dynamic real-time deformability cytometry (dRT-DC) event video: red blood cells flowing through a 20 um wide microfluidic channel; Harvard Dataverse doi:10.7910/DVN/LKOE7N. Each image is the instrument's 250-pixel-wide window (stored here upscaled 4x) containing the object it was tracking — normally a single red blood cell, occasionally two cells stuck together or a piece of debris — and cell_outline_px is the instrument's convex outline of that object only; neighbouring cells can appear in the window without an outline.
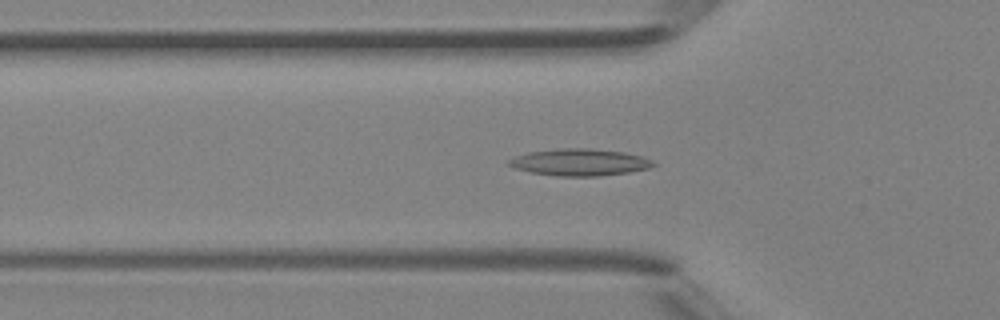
{"species": "Egyptian fruit bat (a non-hibernating species)", "species_latin": "Rousettus aegyptiacus", "temperature_condition": "room temperature", "stored_images_in_passage": 46, "camera_frame_rate_fps": 3000, "um_per_image_px": 0.085, "animal": {"sex": "female"}, "frame": {"image": 1, "passage_image": 15, "time_ms": 4.667, "image_size_px": [1000, 320], "cell_outline_px": [[656, 164], [648, 168], [628, 172], [600, 176], [556, 176], [532, 172], [512, 168], [504, 164], [508, 160], [516, 156], [528, 152], [560, 148], [588, 148], [624, 152], [640, 156], [652, 160]], "centroid_in_image_um": [49.21, 13.79], "position_along_channel_um": 76.6, "area_um2": 22.66}}
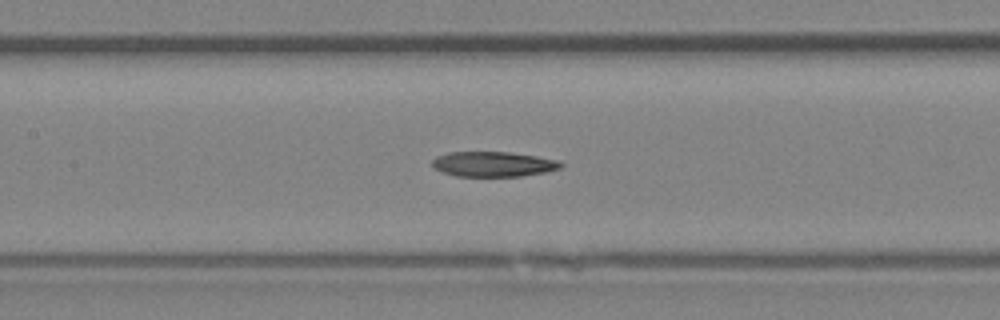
{"frame": {"image": 2, "passage_image": 21, "time_ms": 6.667, "image_size_px": [1000, 320], "cell_outline_px": [[564, 164], [560, 168], [544, 172], [520, 176], [456, 176], [432, 168], [432, 160], [436, 156], [448, 152], [508, 152], [536, 156], [556, 160]], "centroid_in_image_um": [41.88, 13.94], "position_along_channel_um": 165.5, "area_um2": 18.67}}
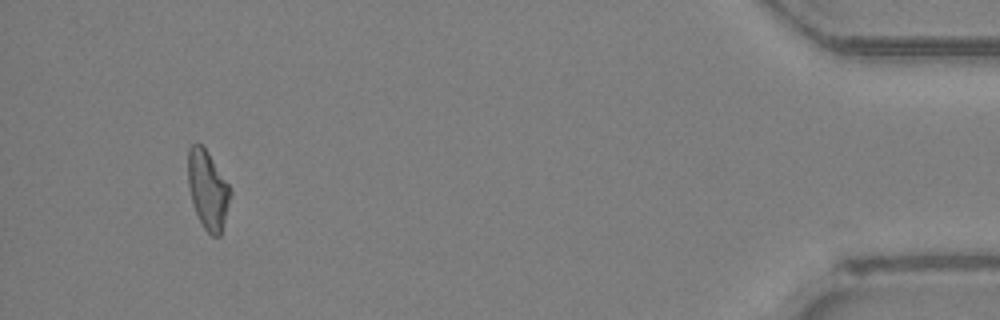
{"frame": {"image": 3, "passage_image": 43, "time_ms": 14.0, "image_size_px": [1000, 320], "cell_outline_px": [[232, 192], [220, 236], [212, 236], [204, 228], [196, 212], [192, 200], [188, 184], [188, 148], [192, 144], [200, 144], [208, 152], [228, 184]], "centroid_in_image_um": [17.66, 16.12], "position_along_channel_um": 417.5, "area_um2": 19.02}}